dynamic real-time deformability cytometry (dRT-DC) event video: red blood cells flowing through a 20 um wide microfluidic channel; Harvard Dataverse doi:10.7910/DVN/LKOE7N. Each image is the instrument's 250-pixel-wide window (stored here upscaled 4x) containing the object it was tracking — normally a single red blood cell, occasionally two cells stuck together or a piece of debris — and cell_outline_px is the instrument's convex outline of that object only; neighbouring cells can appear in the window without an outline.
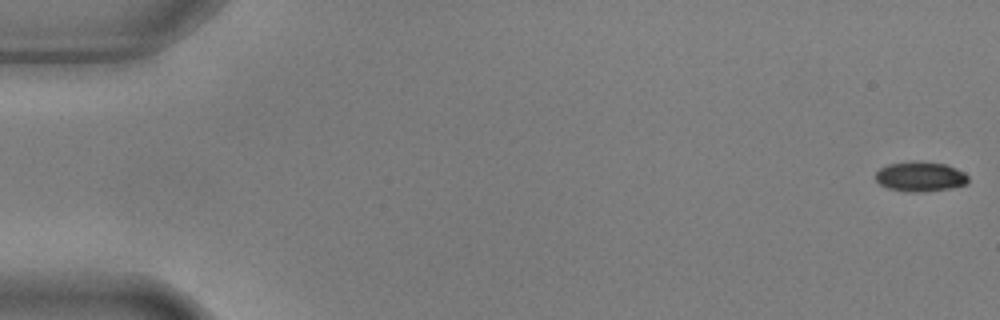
{"species": "common noctule bat (a hibernating species)", "species_latin": "Nyctalus noctula", "temperature_condition": "warm", "stored_images_in_passage": 5, "camera_frame_rate_fps": 3000, "um_per_image_px": 0.085, "animal": {"sex": "male", "body_mass_g": 17.9, "forearm_length_mm": 54.2}, "frame": {"image": 1, "passage_image": 1, "time_ms": 0.0, "image_size_px": [1000, 320], "cell_outline_px": [[968, 184], [952, 188], [924, 192], [904, 192], [888, 188], [880, 184], [876, 180], [876, 172], [880, 168], [888, 164], [912, 160], [920, 160], [944, 164], [956, 168], [964, 172], [968, 176]], "centroid_in_image_um": [78.23, 15.0], "position_along_channel_um": 6.8, "area_um2": 16.47}}
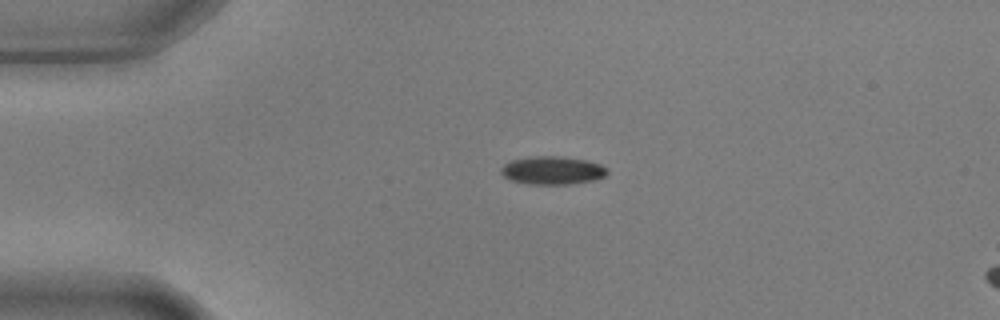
{"frame": {"image": 2, "passage_image": 4, "time_ms": 1.0, "image_size_px": [1000, 320], "cell_outline_px": [[608, 172], [604, 176], [596, 180], [572, 184], [528, 184], [512, 180], [504, 176], [500, 172], [500, 168], [508, 160], [532, 156], [560, 156], [588, 160], [600, 164], [608, 168]], "centroid_in_image_um": [46.96, 14.47], "position_along_channel_um": 38.0, "area_um2": 17.69}}